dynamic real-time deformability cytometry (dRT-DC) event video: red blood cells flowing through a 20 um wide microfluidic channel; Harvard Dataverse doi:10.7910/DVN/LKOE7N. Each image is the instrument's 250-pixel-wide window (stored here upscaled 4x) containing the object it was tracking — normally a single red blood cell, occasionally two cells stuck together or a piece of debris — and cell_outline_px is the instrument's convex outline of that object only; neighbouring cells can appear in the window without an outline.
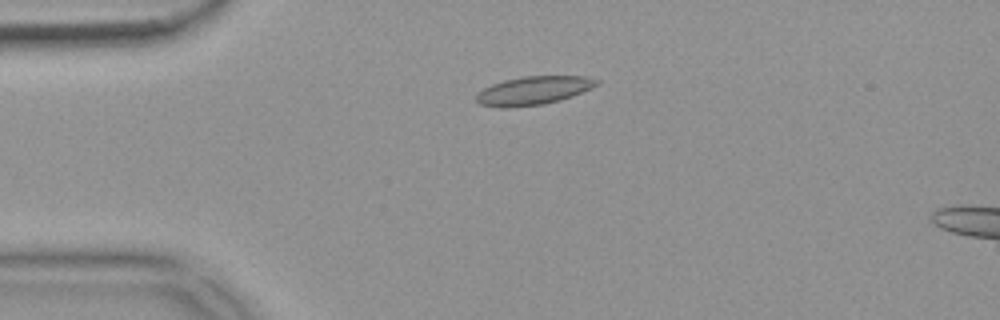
{"species": "common noctule bat (a hibernating species)", "species_latin": "Nyctalus noctula", "temperature_condition": "warm", "stored_images_in_passage": 20, "camera_frame_rate_fps": 3000, "um_per_image_px": 0.085, "animal": {"sex": "female", "body_mass_g": 18.4}, "frame": {"image": 1, "passage_image": 12, "time_ms": 3.667, "image_size_px": [1000, 320], "cell_outline_px": [[600, 84], [592, 88], [572, 96], [560, 100], [544, 104], [504, 108], [500, 108], [480, 104], [476, 100], [476, 96], [484, 88], [492, 84], [504, 80], [524, 76], [588, 76], [600, 80]], "centroid_in_image_um": [45.39, 7.69], "position_along_channel_um": 39.6, "area_um2": 20.0}}